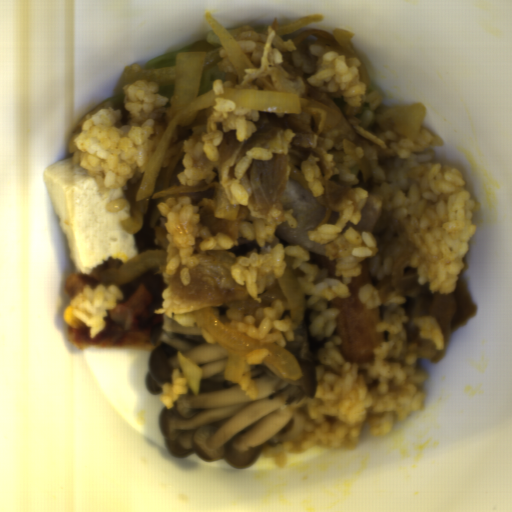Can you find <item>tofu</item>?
I'll list each match as a JSON object with an SVG mask.
<instances>
[{"label": "tofu", "mask_w": 512, "mask_h": 512, "mask_svg": "<svg viewBox=\"0 0 512 512\" xmlns=\"http://www.w3.org/2000/svg\"><path fill=\"white\" fill-rule=\"evenodd\" d=\"M43 177L76 272L89 275L108 257L119 262L137 257L135 235L121 225L132 210L106 209L125 195L122 187L103 193L97 176L73 156L51 165Z\"/></svg>", "instance_id": "tofu-1"}]
</instances>
